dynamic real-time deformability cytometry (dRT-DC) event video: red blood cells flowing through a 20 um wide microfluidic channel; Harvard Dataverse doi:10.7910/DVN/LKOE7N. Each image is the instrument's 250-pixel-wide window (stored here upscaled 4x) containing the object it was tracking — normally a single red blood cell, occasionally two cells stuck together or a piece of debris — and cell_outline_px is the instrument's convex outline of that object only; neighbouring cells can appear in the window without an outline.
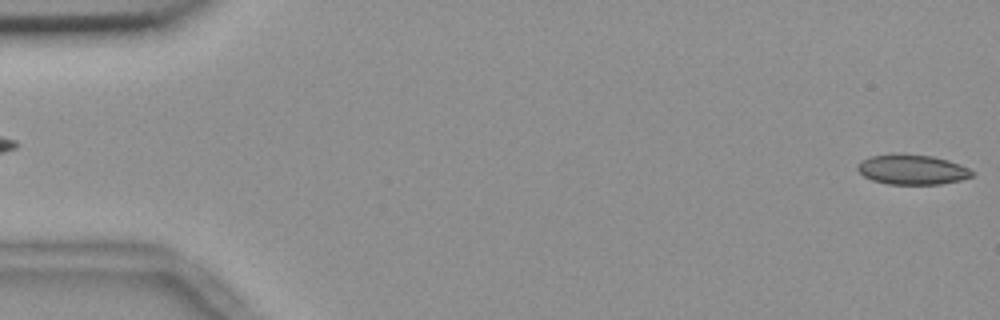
{"species": "common noctule bat (a hibernating species)", "species_latin": "Nyctalus noctula", "temperature_condition": "room temperature", "stored_images_in_passage": 4, "segment_of_instrument_passage": [2, 2], "camera_frame_rate_fps": 3000, "um_per_image_px": 0.085, "animal": {"sex": "female", "body_mass_g": 18.4}, "frame": {"image": 1, "passage_image": 4, "time_ms": 1.0, "image_size_px": [1000, 320], "cell_outline_px": [[972, 176], [960, 180], [940, 184], [888, 184], [872, 180], [864, 176], [856, 168], [856, 164], [872, 156], [892, 152], [904, 152], [932, 156], [948, 160], [960, 164], [968, 168], [972, 172]], "centroid_in_image_um": [77.5, 14.38], "position_along_channel_um": 7.5, "area_um2": 20.23}}